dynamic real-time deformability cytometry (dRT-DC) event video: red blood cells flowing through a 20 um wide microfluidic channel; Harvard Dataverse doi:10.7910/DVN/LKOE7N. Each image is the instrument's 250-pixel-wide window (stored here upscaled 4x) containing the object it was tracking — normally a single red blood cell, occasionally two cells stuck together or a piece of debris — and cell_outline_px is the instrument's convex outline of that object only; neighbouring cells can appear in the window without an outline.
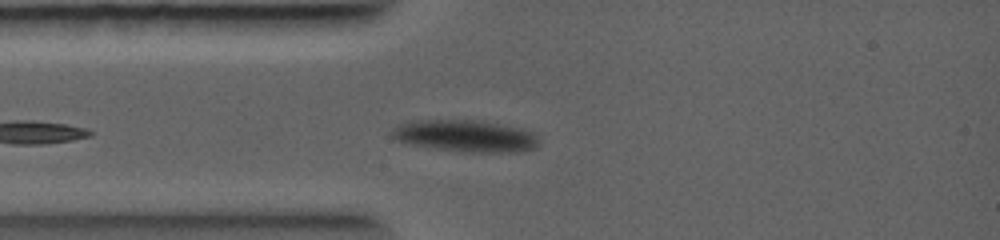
{"species": "common noctule bat (a hibernating species)", "species_latin": "Nyctalus noctula", "temperature_condition": "warm", "stored_images_in_passage": 3, "camera_frame_rate_fps": 5000, "um_per_image_px": 0.085, "animal": {"sex": "female", "body_mass_g": 19.0, "forearm_length_mm": 56.7}, "frame": {"image": 1, "passage_image": 2, "time_ms": 0.4, "image_size_px": [1000, 240], "cell_outline_px": [[540, 144], [536, 148], [520, 152], [460, 152], [408, 144], [396, 140], [392, 136], [392, 128], [396, 124], [408, 120], [480, 120], [524, 128], [532, 132], [540, 140]], "centroid_in_image_um": [39.57, 11.55], "position_along_channel_um": 45.4, "area_um2": 27.92}}
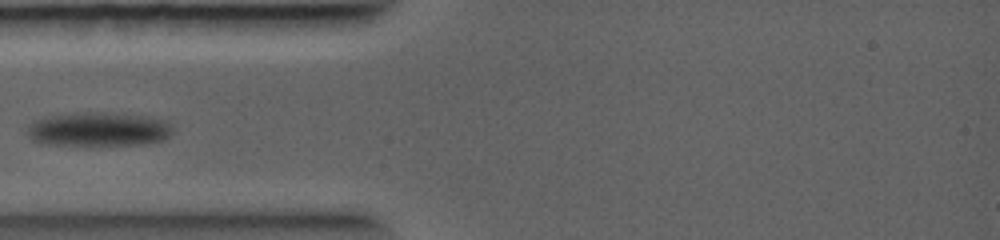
{"frame": {"image": 2, "passage_image": 3, "time_ms": 1.0, "image_size_px": [1000, 240], "cell_outline_px": [[172, 132], [164, 140], [140, 144], [40, 144], [32, 140], [28, 136], [28, 124], [40, 116], [76, 112], [104, 112], [144, 116], [168, 120], [172, 128]], "centroid_in_image_um": [8.32, 10.96], "position_along_channel_um": 76.7, "area_um2": 29.02}}